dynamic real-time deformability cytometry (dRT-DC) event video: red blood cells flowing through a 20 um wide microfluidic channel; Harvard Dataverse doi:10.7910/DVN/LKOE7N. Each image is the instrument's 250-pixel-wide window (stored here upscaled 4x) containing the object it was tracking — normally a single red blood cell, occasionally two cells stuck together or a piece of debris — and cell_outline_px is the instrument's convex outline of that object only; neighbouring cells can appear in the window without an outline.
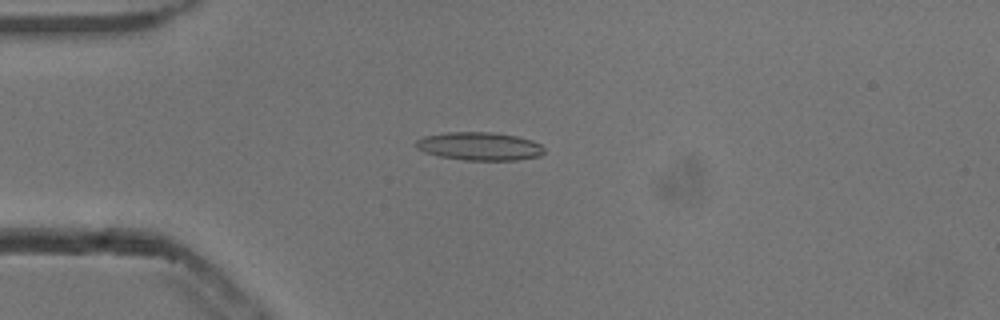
{"species": "common noctule bat (a hibernating species)", "species_latin": "Nyctalus noctula", "temperature_condition": "cold", "stored_images_in_passage": 48, "camera_frame_rate_fps": 3000, "um_per_image_px": 0.085, "animal": {"sex": "male", "body_mass_g": 13.3}, "frame": {"image": 1, "passage_image": 12, "time_ms": 3.667, "image_size_px": [1000, 320], "cell_outline_px": [[544, 152], [540, 156], [516, 160], [464, 160], [440, 156], [424, 152], [416, 148], [416, 140], [424, 136], [448, 132], [492, 132], [516, 136], [532, 140], [540, 144], [544, 148]], "centroid_in_image_um": [40.76, 12.43], "position_along_channel_um": 44.2, "area_um2": 21.04}}
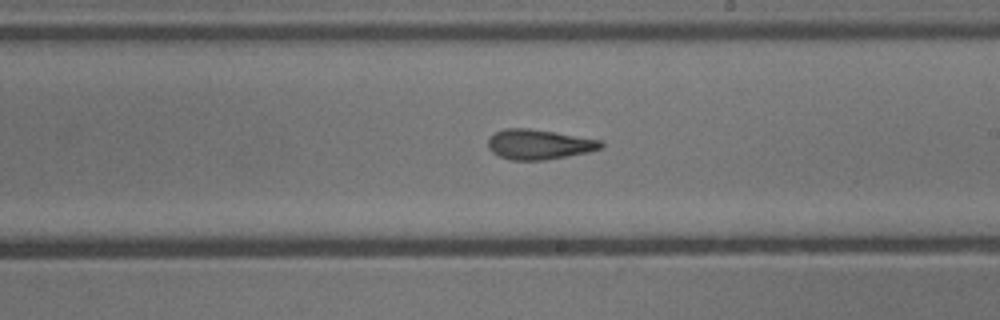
{"frame": {"image": 2, "passage_image": 29, "time_ms": 9.333, "image_size_px": [1000, 320], "cell_outline_px": [[604, 148], [588, 152], [544, 160], [512, 160], [500, 156], [492, 152], [488, 148], [488, 140], [496, 132], [504, 128], [528, 128], [600, 140], [604, 144]], "centroid_in_image_um": [45.81, 12.28], "position_along_channel_um": 243.2, "area_um2": 19.48}}
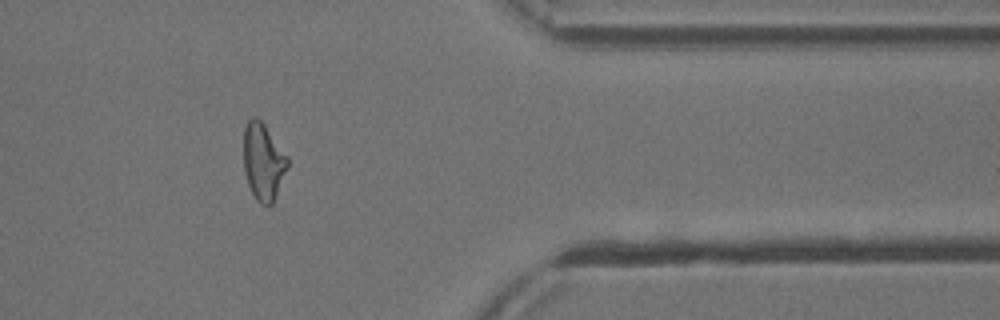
{"frame": {"image": 3, "passage_image": 42, "time_ms": 13.667, "image_size_px": [1000, 320], "cell_outline_px": [[288, 168], [272, 204], [260, 204], [256, 200], [248, 184], [244, 172], [244, 128], [248, 120], [252, 116], [256, 116], [264, 124], [288, 156]], "centroid_in_image_um": [22.37, 13.73], "position_along_channel_um": 389.0, "area_um2": 19.71}, "authors_computed_cell_mechanics": {"area_um2": 19.6809, "velocity_mm_per_s": 3.8397, "shape_relaxation_time_tau1_ms": 7.2726, "shape_relaxation_time_tau2_ms": 1.7414, "deformation_change_tau1": 0.2142, "deformation_change_tau2": 0.1064}}